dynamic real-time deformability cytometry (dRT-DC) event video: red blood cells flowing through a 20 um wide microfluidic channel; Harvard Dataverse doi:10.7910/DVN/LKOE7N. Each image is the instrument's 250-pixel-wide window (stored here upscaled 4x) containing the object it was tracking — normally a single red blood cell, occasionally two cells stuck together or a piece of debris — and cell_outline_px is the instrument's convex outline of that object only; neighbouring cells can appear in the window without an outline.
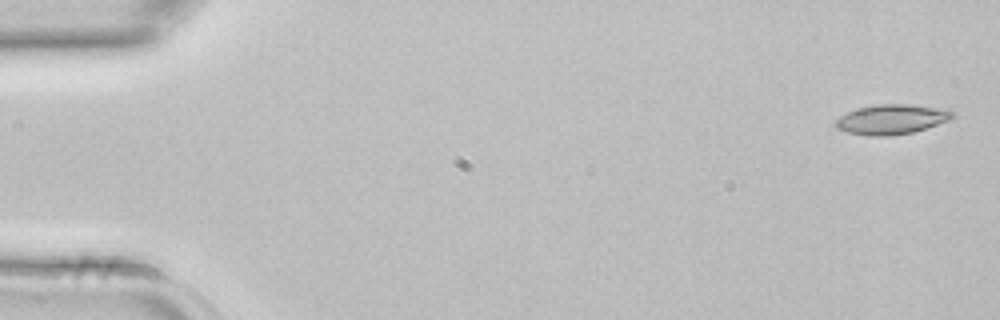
{"species": "common noctule bat (a hibernating species)", "species_latin": "Nyctalus noctula", "temperature_condition": "room temperature", "stored_images_in_passage": 5, "camera_frame_rate_fps": 3000, "um_per_image_px": 0.085, "animal": {"sex": "female", "body_mass_g": 22.7, "forearm_length_mm": 54.2}, "frame": {"image": 1, "passage_image": 1, "time_ms": 0.0, "image_size_px": [1000, 320], "cell_outline_px": [[956, 116], [948, 120], [912, 132], [888, 136], [868, 136], [848, 132], [836, 128], [832, 124], [840, 116], [848, 112], [872, 104], [912, 104], [936, 108], [956, 112]], "centroid_in_image_um": [75.74, 10.14], "position_along_channel_um": 9.3, "area_um2": 20.17}}
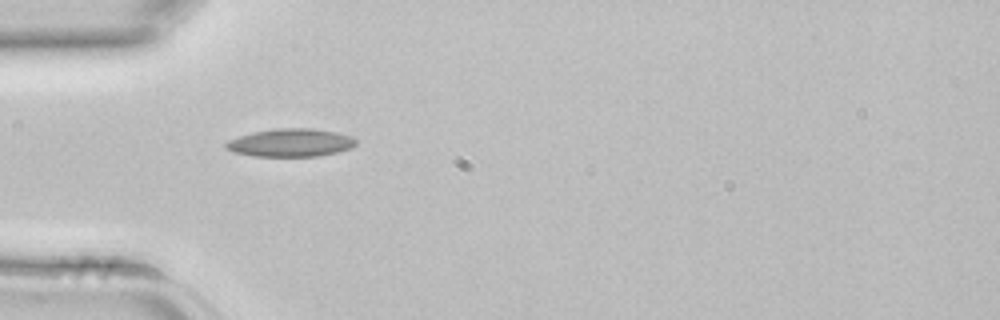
{"frame": {"image": 2, "passage_image": 4, "time_ms": 1.0, "image_size_px": [1000, 320], "cell_outline_px": [[356, 144], [352, 148], [320, 156], [252, 156], [232, 152], [224, 148], [224, 144], [228, 140], [252, 132], [276, 128], [312, 128], [336, 132], [352, 136], [356, 140]], "centroid_in_image_um": [24.69, 12.13], "position_along_channel_um": 60.3, "area_um2": 21.39}}